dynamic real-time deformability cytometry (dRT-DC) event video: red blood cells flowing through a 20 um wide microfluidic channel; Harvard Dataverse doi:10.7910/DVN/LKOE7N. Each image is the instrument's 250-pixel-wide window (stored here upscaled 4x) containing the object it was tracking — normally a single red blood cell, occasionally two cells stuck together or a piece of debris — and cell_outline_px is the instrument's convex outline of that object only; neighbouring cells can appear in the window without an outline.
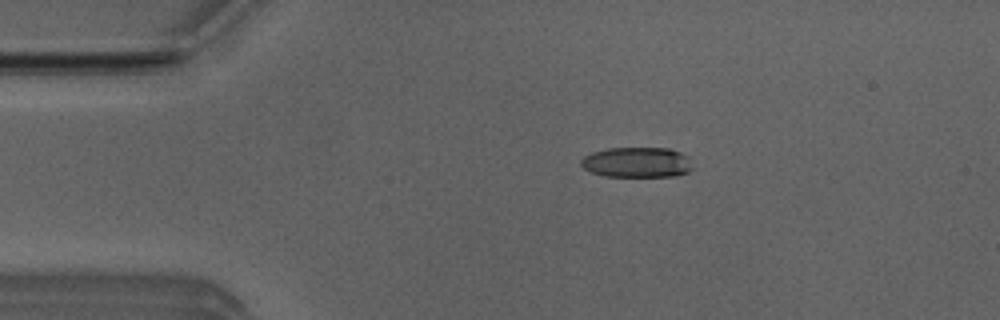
{"species": "Egyptian fruit bat (a non-hibernating species)", "species_latin": "Rousettus aegyptiacus", "temperature_condition": "room temperature", "stored_images_in_passage": 5, "camera_frame_rate_fps": 3000, "um_per_image_px": 0.085, "animal": {"sex": "male"}, "frame": {"image": 1, "passage_image": 3, "time_ms": 0.667, "image_size_px": [1000, 320], "cell_outline_px": [[692, 168], [688, 172], [676, 176], [604, 176], [592, 172], [584, 168], [580, 164], [580, 160], [584, 156], [592, 152], [608, 148], [668, 148], [680, 152], [688, 156]], "centroid_in_image_um": [54.13, 13.79], "position_along_channel_um": 30.9, "area_um2": 19.71}}